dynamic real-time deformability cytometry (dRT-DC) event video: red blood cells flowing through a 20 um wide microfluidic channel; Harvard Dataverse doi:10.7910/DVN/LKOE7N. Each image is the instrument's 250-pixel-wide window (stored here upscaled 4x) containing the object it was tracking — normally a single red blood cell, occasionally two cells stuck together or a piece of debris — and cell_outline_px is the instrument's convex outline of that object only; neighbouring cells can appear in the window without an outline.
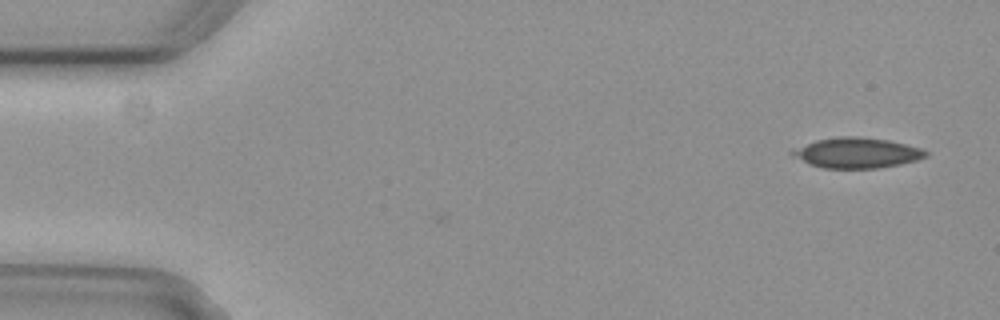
{"species": "common noctule bat (a hibernating species)", "species_latin": "Nyctalus noctula", "temperature_condition": "cold", "stored_images_in_passage": 2, "camera_frame_rate_fps": 3000, "um_per_image_px": 0.085, "animal": {"sex": "female", "body_mass_g": 29.2, "forearm_length_mm": 56.3}, "frame": {"image": 1, "passage_image": 2, "time_ms": 0.333, "image_size_px": [1000, 320], "cell_outline_px": [[928, 156], [916, 160], [900, 164], [876, 168], [824, 168], [812, 164], [792, 156], [788, 152], [792, 148], [816, 140], [840, 136], [856, 136], [888, 140], [924, 148], [928, 152]], "centroid_in_image_um": [72.83, 12.98], "position_along_channel_um": 12.2, "area_um2": 23.64}}